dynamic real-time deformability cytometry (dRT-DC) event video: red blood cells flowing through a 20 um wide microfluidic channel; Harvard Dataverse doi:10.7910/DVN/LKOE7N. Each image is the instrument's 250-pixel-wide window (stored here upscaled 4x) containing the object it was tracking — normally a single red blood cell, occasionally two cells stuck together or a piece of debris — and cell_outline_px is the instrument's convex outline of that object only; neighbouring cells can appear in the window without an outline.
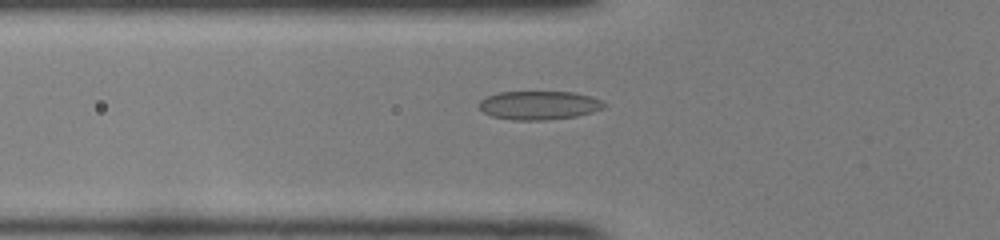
{"species": "common noctule bat (a hibernating species)", "species_latin": "Nyctalus noctula", "temperature_condition": "room temperature", "stored_images_in_passage": 41, "camera_frame_rate_fps": 3000, "um_per_image_px": 0.085, "animal": {"sex": "female", "body_mass_g": 22.0, "forearm_length_mm": 56.7}, "frame": {"image": 1, "passage_image": 11, "time_ms": 3.333, "image_size_px": [1000, 240], "cell_outline_px": [[608, 104], [604, 108], [592, 112], [576, 116], [544, 120], [512, 120], [492, 116], [484, 112], [480, 108], [480, 100], [488, 96], [500, 92], [572, 92], [592, 96], [604, 100]], "centroid_in_image_um": [45.88, 8.94], "position_along_channel_um": 79.9, "area_um2": 20.92}}
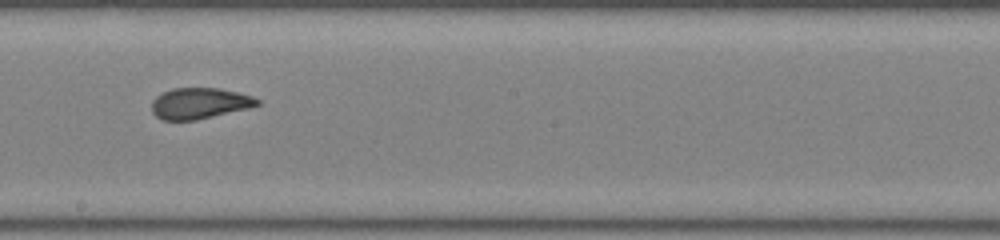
{"frame": {"image": 2, "passage_image": 22, "time_ms": 7.0, "image_size_px": [1000, 240], "cell_outline_px": [[260, 104], [248, 108], [196, 120], [164, 120], [156, 116], [152, 112], [152, 100], [156, 96], [172, 88], [220, 88], [252, 96], [260, 100]], "centroid_in_image_um": [16.95, 8.78], "position_along_channel_um": 231.3, "area_um2": 18.96}}
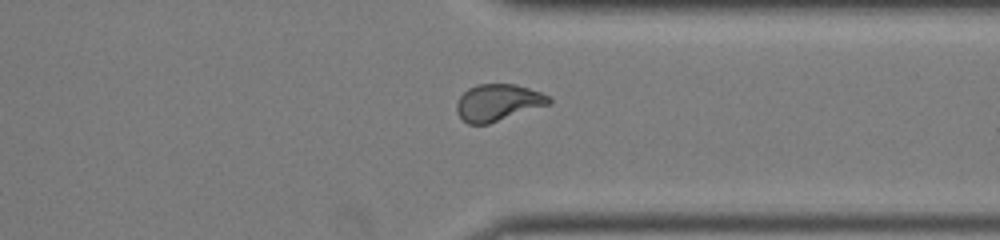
{"frame": {"image": 3, "passage_image": 32, "time_ms": 10.333, "image_size_px": [1000, 240], "cell_outline_px": [[552, 104], [488, 124], [468, 124], [456, 112], [456, 104], [460, 96], [468, 88], [476, 84], [516, 84], [540, 92], [548, 96], [552, 100]], "centroid_in_image_um": [42.34, 8.72], "position_along_channel_um": 369.1, "area_um2": 19.88}}